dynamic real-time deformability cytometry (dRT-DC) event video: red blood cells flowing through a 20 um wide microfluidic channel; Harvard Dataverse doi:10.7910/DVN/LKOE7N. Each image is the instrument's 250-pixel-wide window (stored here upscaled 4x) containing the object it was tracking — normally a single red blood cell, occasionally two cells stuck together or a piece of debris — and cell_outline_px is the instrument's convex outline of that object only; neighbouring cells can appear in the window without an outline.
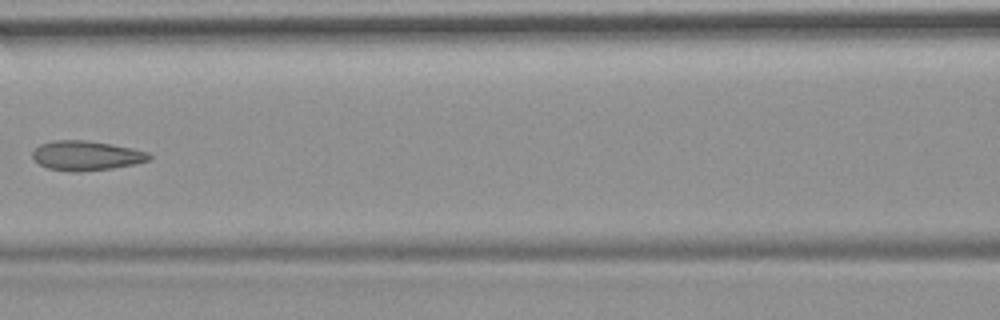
{"species": "common noctule bat (a hibernating species)", "species_latin": "Nyctalus noctula", "temperature_condition": "room temperature", "stored_images_in_passage": 6, "camera_frame_rate_fps": 3000, "um_per_image_px": 0.085, "animal": {"sex": "female", "body_mass_g": 19.9}, "frame": {"image": 1, "passage_image": 6, "time_ms": 6.0, "image_size_px": [1000, 320], "cell_outline_px": [[152, 156], [148, 160], [132, 164], [112, 168], [80, 172], [68, 172], [48, 168], [40, 164], [32, 156], [32, 152], [40, 144], [52, 140], [84, 140], [112, 144], [132, 148], [148, 152]], "centroid_in_image_um": [7.31, 13.22], "position_along_channel_um": 159.3, "area_um2": 20.06}}